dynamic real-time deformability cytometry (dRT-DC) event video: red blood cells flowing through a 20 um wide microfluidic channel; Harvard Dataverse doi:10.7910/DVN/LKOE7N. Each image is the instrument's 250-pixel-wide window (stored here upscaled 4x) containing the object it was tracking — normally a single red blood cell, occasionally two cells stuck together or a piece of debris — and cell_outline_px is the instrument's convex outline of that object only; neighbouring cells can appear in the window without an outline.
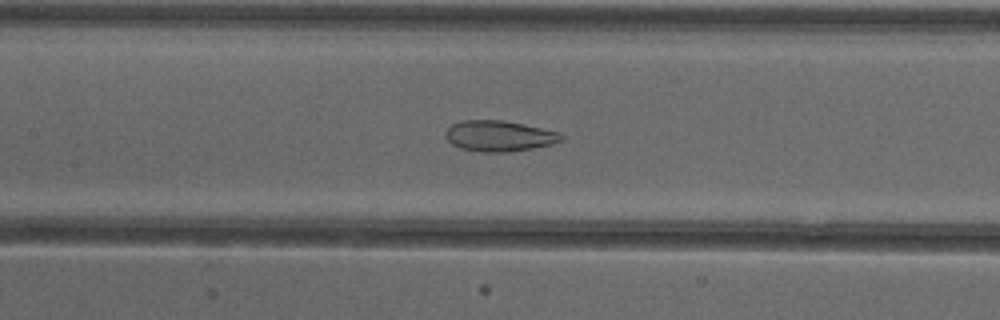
{"species": "common noctule bat (a hibernating species)", "species_latin": "Nyctalus noctula", "temperature_condition": "cold", "stored_images_in_passage": 43, "camera_frame_rate_fps": 3000, "um_per_image_px": 0.085, "animal": {"sex": "female"}, "frame": {"image": 1, "passage_image": 25, "time_ms": 8.0, "image_size_px": [1000, 320], "cell_outline_px": [[564, 140], [552, 144], [532, 148], [508, 152], [484, 152], [460, 148], [452, 144], [444, 136], [444, 132], [452, 124], [460, 120], [504, 120], [524, 124], [560, 132], [564, 136]], "centroid_in_image_um": [42.43, 11.55], "position_along_channel_um": 165.0, "area_um2": 20.92}}
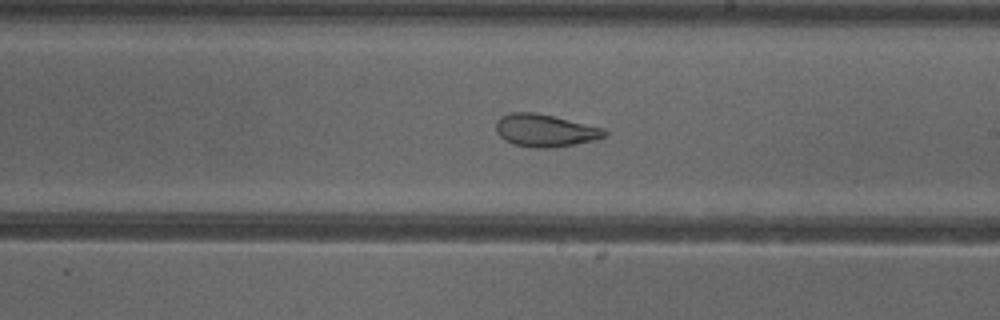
{"frame": {"image": 2, "passage_image": 31, "time_ms": 10.0, "image_size_px": [1000, 320], "cell_outline_px": [[608, 136], [596, 140], [576, 144], [552, 148], [536, 148], [516, 144], [504, 140], [496, 132], [496, 120], [500, 116], [512, 112], [536, 112], [604, 128], [608, 132]], "centroid_in_image_um": [46.35, 11.09], "position_along_channel_um": 242.6, "area_um2": 20.75}}
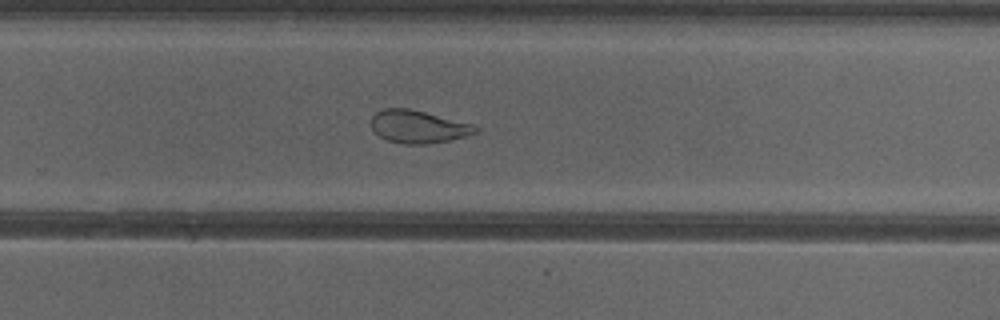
{"frame": {"image": 3, "passage_image": 35, "time_ms": 11.333, "image_size_px": [1000, 320], "cell_outline_px": [[480, 132], [448, 140], [424, 144], [404, 144], [388, 140], [380, 136], [372, 128], [372, 116], [376, 112], [384, 108], [408, 108], [472, 124], [480, 128]], "centroid_in_image_um": [35.55, 10.76], "position_along_channel_um": 294.2, "area_um2": 19.59}}